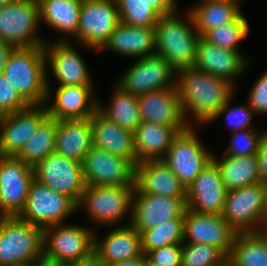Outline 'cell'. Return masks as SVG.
Returning a JSON list of instances; mask_svg holds the SVG:
<instances>
[{"mask_svg": "<svg viewBox=\"0 0 267 266\" xmlns=\"http://www.w3.org/2000/svg\"><path fill=\"white\" fill-rule=\"evenodd\" d=\"M176 80L183 116L187 111L200 123H209L224 113L234 92L233 83L195 67L177 72Z\"/></svg>", "mask_w": 267, "mask_h": 266, "instance_id": "cell-1", "label": "cell"}, {"mask_svg": "<svg viewBox=\"0 0 267 266\" xmlns=\"http://www.w3.org/2000/svg\"><path fill=\"white\" fill-rule=\"evenodd\" d=\"M45 61L44 46L18 47L10 53L3 69L6 81L28 104H44L51 95Z\"/></svg>", "mask_w": 267, "mask_h": 266, "instance_id": "cell-2", "label": "cell"}, {"mask_svg": "<svg viewBox=\"0 0 267 266\" xmlns=\"http://www.w3.org/2000/svg\"><path fill=\"white\" fill-rule=\"evenodd\" d=\"M187 16L186 21L177 17L176 12L162 15L155 25V54L163 57L177 72L193 67L200 38L190 11Z\"/></svg>", "mask_w": 267, "mask_h": 266, "instance_id": "cell-3", "label": "cell"}, {"mask_svg": "<svg viewBox=\"0 0 267 266\" xmlns=\"http://www.w3.org/2000/svg\"><path fill=\"white\" fill-rule=\"evenodd\" d=\"M43 258V228L16 216H0V266Z\"/></svg>", "mask_w": 267, "mask_h": 266, "instance_id": "cell-4", "label": "cell"}, {"mask_svg": "<svg viewBox=\"0 0 267 266\" xmlns=\"http://www.w3.org/2000/svg\"><path fill=\"white\" fill-rule=\"evenodd\" d=\"M77 209L78 204L72 198L34 178L25 207L18 216L32 225L46 228L63 224V220Z\"/></svg>", "mask_w": 267, "mask_h": 266, "instance_id": "cell-5", "label": "cell"}, {"mask_svg": "<svg viewBox=\"0 0 267 266\" xmlns=\"http://www.w3.org/2000/svg\"><path fill=\"white\" fill-rule=\"evenodd\" d=\"M39 22L38 0H13L0 8V39L15 48L44 46L35 35Z\"/></svg>", "mask_w": 267, "mask_h": 266, "instance_id": "cell-6", "label": "cell"}, {"mask_svg": "<svg viewBox=\"0 0 267 266\" xmlns=\"http://www.w3.org/2000/svg\"><path fill=\"white\" fill-rule=\"evenodd\" d=\"M94 248V232L86 227L57 224L43 228V258L72 264Z\"/></svg>", "mask_w": 267, "mask_h": 266, "instance_id": "cell-7", "label": "cell"}, {"mask_svg": "<svg viewBox=\"0 0 267 266\" xmlns=\"http://www.w3.org/2000/svg\"><path fill=\"white\" fill-rule=\"evenodd\" d=\"M213 154L204 148L193 126L178 133L162 161L186 188L212 162Z\"/></svg>", "mask_w": 267, "mask_h": 266, "instance_id": "cell-8", "label": "cell"}, {"mask_svg": "<svg viewBox=\"0 0 267 266\" xmlns=\"http://www.w3.org/2000/svg\"><path fill=\"white\" fill-rule=\"evenodd\" d=\"M120 23L115 0H83L75 37L86 47L100 50Z\"/></svg>", "mask_w": 267, "mask_h": 266, "instance_id": "cell-9", "label": "cell"}, {"mask_svg": "<svg viewBox=\"0 0 267 266\" xmlns=\"http://www.w3.org/2000/svg\"><path fill=\"white\" fill-rule=\"evenodd\" d=\"M134 190L135 186L86 185L78 208L86 206L87 213L96 223L117 224L132 209Z\"/></svg>", "mask_w": 267, "mask_h": 266, "instance_id": "cell-10", "label": "cell"}, {"mask_svg": "<svg viewBox=\"0 0 267 266\" xmlns=\"http://www.w3.org/2000/svg\"><path fill=\"white\" fill-rule=\"evenodd\" d=\"M33 180V167L17 156L0 155V216L20 214Z\"/></svg>", "mask_w": 267, "mask_h": 266, "instance_id": "cell-11", "label": "cell"}, {"mask_svg": "<svg viewBox=\"0 0 267 266\" xmlns=\"http://www.w3.org/2000/svg\"><path fill=\"white\" fill-rule=\"evenodd\" d=\"M264 201L262 183L228 191L221 216L238 233L258 232L262 222Z\"/></svg>", "mask_w": 267, "mask_h": 266, "instance_id": "cell-12", "label": "cell"}, {"mask_svg": "<svg viewBox=\"0 0 267 266\" xmlns=\"http://www.w3.org/2000/svg\"><path fill=\"white\" fill-rule=\"evenodd\" d=\"M33 171L34 178L42 184L69 196L77 204L81 200L86 188L82 163L54 152L38 162Z\"/></svg>", "mask_w": 267, "mask_h": 266, "instance_id": "cell-13", "label": "cell"}, {"mask_svg": "<svg viewBox=\"0 0 267 266\" xmlns=\"http://www.w3.org/2000/svg\"><path fill=\"white\" fill-rule=\"evenodd\" d=\"M82 168L86 185L135 186V164L106 150L92 146Z\"/></svg>", "mask_w": 267, "mask_h": 266, "instance_id": "cell-14", "label": "cell"}, {"mask_svg": "<svg viewBox=\"0 0 267 266\" xmlns=\"http://www.w3.org/2000/svg\"><path fill=\"white\" fill-rule=\"evenodd\" d=\"M177 71L161 56L153 54L136 61L122 75L119 85L135 96L167 87H177L174 75Z\"/></svg>", "mask_w": 267, "mask_h": 266, "instance_id": "cell-15", "label": "cell"}, {"mask_svg": "<svg viewBox=\"0 0 267 266\" xmlns=\"http://www.w3.org/2000/svg\"><path fill=\"white\" fill-rule=\"evenodd\" d=\"M238 232L221 215L198 213L186 208L183 243H203L228 257Z\"/></svg>", "mask_w": 267, "mask_h": 266, "instance_id": "cell-16", "label": "cell"}, {"mask_svg": "<svg viewBox=\"0 0 267 266\" xmlns=\"http://www.w3.org/2000/svg\"><path fill=\"white\" fill-rule=\"evenodd\" d=\"M44 104H29L26 108L0 117V155L17 156L24 144L48 116Z\"/></svg>", "mask_w": 267, "mask_h": 266, "instance_id": "cell-17", "label": "cell"}, {"mask_svg": "<svg viewBox=\"0 0 267 266\" xmlns=\"http://www.w3.org/2000/svg\"><path fill=\"white\" fill-rule=\"evenodd\" d=\"M186 198H174L155 194H134L131 226L141 233L179 216H185Z\"/></svg>", "mask_w": 267, "mask_h": 266, "instance_id": "cell-18", "label": "cell"}, {"mask_svg": "<svg viewBox=\"0 0 267 266\" xmlns=\"http://www.w3.org/2000/svg\"><path fill=\"white\" fill-rule=\"evenodd\" d=\"M137 101L142 122L177 128L180 132L191 127L183 116L177 87L150 91L137 96Z\"/></svg>", "mask_w": 267, "mask_h": 266, "instance_id": "cell-19", "label": "cell"}, {"mask_svg": "<svg viewBox=\"0 0 267 266\" xmlns=\"http://www.w3.org/2000/svg\"><path fill=\"white\" fill-rule=\"evenodd\" d=\"M227 192L217 166L211 162L187 188L186 207L198 213L221 215Z\"/></svg>", "mask_w": 267, "mask_h": 266, "instance_id": "cell-20", "label": "cell"}, {"mask_svg": "<svg viewBox=\"0 0 267 266\" xmlns=\"http://www.w3.org/2000/svg\"><path fill=\"white\" fill-rule=\"evenodd\" d=\"M134 194L187 198V188L162 160H148L135 165Z\"/></svg>", "mask_w": 267, "mask_h": 266, "instance_id": "cell-21", "label": "cell"}, {"mask_svg": "<svg viewBox=\"0 0 267 266\" xmlns=\"http://www.w3.org/2000/svg\"><path fill=\"white\" fill-rule=\"evenodd\" d=\"M248 61L239 51L223 49L199 38L193 67L211 75L233 82V78L241 75L248 66Z\"/></svg>", "mask_w": 267, "mask_h": 266, "instance_id": "cell-22", "label": "cell"}, {"mask_svg": "<svg viewBox=\"0 0 267 266\" xmlns=\"http://www.w3.org/2000/svg\"><path fill=\"white\" fill-rule=\"evenodd\" d=\"M44 45L45 62H50L52 71L59 80V86L91 85L86 63L67 41H59L54 45ZM49 60V61H48Z\"/></svg>", "mask_w": 267, "mask_h": 266, "instance_id": "cell-23", "label": "cell"}, {"mask_svg": "<svg viewBox=\"0 0 267 266\" xmlns=\"http://www.w3.org/2000/svg\"><path fill=\"white\" fill-rule=\"evenodd\" d=\"M92 85L58 86L54 104L47 106L48 116L58 120L86 119L98 111Z\"/></svg>", "mask_w": 267, "mask_h": 266, "instance_id": "cell-24", "label": "cell"}, {"mask_svg": "<svg viewBox=\"0 0 267 266\" xmlns=\"http://www.w3.org/2000/svg\"><path fill=\"white\" fill-rule=\"evenodd\" d=\"M91 131L93 147L137 164L133 132L108 120L99 111L91 117Z\"/></svg>", "mask_w": 267, "mask_h": 266, "instance_id": "cell-25", "label": "cell"}, {"mask_svg": "<svg viewBox=\"0 0 267 266\" xmlns=\"http://www.w3.org/2000/svg\"><path fill=\"white\" fill-rule=\"evenodd\" d=\"M102 49L138 59L153 55L156 52L155 26L138 27L120 23Z\"/></svg>", "mask_w": 267, "mask_h": 266, "instance_id": "cell-26", "label": "cell"}, {"mask_svg": "<svg viewBox=\"0 0 267 266\" xmlns=\"http://www.w3.org/2000/svg\"><path fill=\"white\" fill-rule=\"evenodd\" d=\"M91 147V117L58 120L55 141V152L57 154L82 163Z\"/></svg>", "mask_w": 267, "mask_h": 266, "instance_id": "cell-27", "label": "cell"}, {"mask_svg": "<svg viewBox=\"0 0 267 266\" xmlns=\"http://www.w3.org/2000/svg\"><path fill=\"white\" fill-rule=\"evenodd\" d=\"M93 250L108 265L145 256L142 251L141 234L131 225L113 229L101 242L94 235Z\"/></svg>", "mask_w": 267, "mask_h": 266, "instance_id": "cell-28", "label": "cell"}, {"mask_svg": "<svg viewBox=\"0 0 267 266\" xmlns=\"http://www.w3.org/2000/svg\"><path fill=\"white\" fill-rule=\"evenodd\" d=\"M178 133L180 131L177 128L153 122H141L134 132L137 163L162 160Z\"/></svg>", "mask_w": 267, "mask_h": 266, "instance_id": "cell-29", "label": "cell"}, {"mask_svg": "<svg viewBox=\"0 0 267 266\" xmlns=\"http://www.w3.org/2000/svg\"><path fill=\"white\" fill-rule=\"evenodd\" d=\"M223 156L224 158L220 161L213 155L212 162L217 166L227 191L259 183L257 155L245 157Z\"/></svg>", "mask_w": 267, "mask_h": 266, "instance_id": "cell-30", "label": "cell"}, {"mask_svg": "<svg viewBox=\"0 0 267 266\" xmlns=\"http://www.w3.org/2000/svg\"><path fill=\"white\" fill-rule=\"evenodd\" d=\"M189 11L201 37L209 30L236 20L242 14L238 0H203Z\"/></svg>", "mask_w": 267, "mask_h": 266, "instance_id": "cell-31", "label": "cell"}, {"mask_svg": "<svg viewBox=\"0 0 267 266\" xmlns=\"http://www.w3.org/2000/svg\"><path fill=\"white\" fill-rule=\"evenodd\" d=\"M83 0H38L40 20L55 30L77 34Z\"/></svg>", "mask_w": 267, "mask_h": 266, "instance_id": "cell-32", "label": "cell"}, {"mask_svg": "<svg viewBox=\"0 0 267 266\" xmlns=\"http://www.w3.org/2000/svg\"><path fill=\"white\" fill-rule=\"evenodd\" d=\"M57 123L56 119L47 116L24 144L17 157L27 165L34 167L38 162L54 153Z\"/></svg>", "mask_w": 267, "mask_h": 266, "instance_id": "cell-33", "label": "cell"}, {"mask_svg": "<svg viewBox=\"0 0 267 266\" xmlns=\"http://www.w3.org/2000/svg\"><path fill=\"white\" fill-rule=\"evenodd\" d=\"M98 111L108 120L133 133L142 122L137 96L123 90L119 85L114 93L111 105L104 108V106L98 104Z\"/></svg>", "mask_w": 267, "mask_h": 266, "instance_id": "cell-34", "label": "cell"}, {"mask_svg": "<svg viewBox=\"0 0 267 266\" xmlns=\"http://www.w3.org/2000/svg\"><path fill=\"white\" fill-rule=\"evenodd\" d=\"M227 258L232 266H267V243L258 232L238 233Z\"/></svg>", "mask_w": 267, "mask_h": 266, "instance_id": "cell-35", "label": "cell"}, {"mask_svg": "<svg viewBox=\"0 0 267 266\" xmlns=\"http://www.w3.org/2000/svg\"><path fill=\"white\" fill-rule=\"evenodd\" d=\"M143 254L171 244H183L184 216L169 220L157 227L145 229L141 233Z\"/></svg>", "mask_w": 267, "mask_h": 266, "instance_id": "cell-36", "label": "cell"}, {"mask_svg": "<svg viewBox=\"0 0 267 266\" xmlns=\"http://www.w3.org/2000/svg\"><path fill=\"white\" fill-rule=\"evenodd\" d=\"M123 24L152 27L161 15L150 5L148 0H115Z\"/></svg>", "mask_w": 267, "mask_h": 266, "instance_id": "cell-37", "label": "cell"}, {"mask_svg": "<svg viewBox=\"0 0 267 266\" xmlns=\"http://www.w3.org/2000/svg\"><path fill=\"white\" fill-rule=\"evenodd\" d=\"M249 27L247 19L241 14L236 20L209 30L203 37L223 49L239 51L238 43L247 37Z\"/></svg>", "mask_w": 267, "mask_h": 266, "instance_id": "cell-38", "label": "cell"}, {"mask_svg": "<svg viewBox=\"0 0 267 266\" xmlns=\"http://www.w3.org/2000/svg\"><path fill=\"white\" fill-rule=\"evenodd\" d=\"M227 257L216 247L203 243L182 244L181 266H217Z\"/></svg>", "mask_w": 267, "mask_h": 266, "instance_id": "cell-39", "label": "cell"}, {"mask_svg": "<svg viewBox=\"0 0 267 266\" xmlns=\"http://www.w3.org/2000/svg\"><path fill=\"white\" fill-rule=\"evenodd\" d=\"M253 128L233 132L232 141L224 155L245 157L257 155L261 134Z\"/></svg>", "mask_w": 267, "mask_h": 266, "instance_id": "cell-40", "label": "cell"}, {"mask_svg": "<svg viewBox=\"0 0 267 266\" xmlns=\"http://www.w3.org/2000/svg\"><path fill=\"white\" fill-rule=\"evenodd\" d=\"M29 104L17 90L0 74V116L26 108Z\"/></svg>", "mask_w": 267, "mask_h": 266, "instance_id": "cell-41", "label": "cell"}, {"mask_svg": "<svg viewBox=\"0 0 267 266\" xmlns=\"http://www.w3.org/2000/svg\"><path fill=\"white\" fill-rule=\"evenodd\" d=\"M147 265L154 266H181L182 244L163 246L146 255Z\"/></svg>", "mask_w": 267, "mask_h": 266, "instance_id": "cell-42", "label": "cell"}, {"mask_svg": "<svg viewBox=\"0 0 267 266\" xmlns=\"http://www.w3.org/2000/svg\"><path fill=\"white\" fill-rule=\"evenodd\" d=\"M248 104L254 112L267 113V72L255 82Z\"/></svg>", "mask_w": 267, "mask_h": 266, "instance_id": "cell-43", "label": "cell"}, {"mask_svg": "<svg viewBox=\"0 0 267 266\" xmlns=\"http://www.w3.org/2000/svg\"><path fill=\"white\" fill-rule=\"evenodd\" d=\"M254 111L249 106H239L235 108H230V110H227L226 114V122L235 129L236 131L246 130L247 127L250 128L251 124V117Z\"/></svg>", "mask_w": 267, "mask_h": 266, "instance_id": "cell-44", "label": "cell"}, {"mask_svg": "<svg viewBox=\"0 0 267 266\" xmlns=\"http://www.w3.org/2000/svg\"><path fill=\"white\" fill-rule=\"evenodd\" d=\"M259 183L267 182V131L261 133L258 146Z\"/></svg>", "mask_w": 267, "mask_h": 266, "instance_id": "cell-45", "label": "cell"}, {"mask_svg": "<svg viewBox=\"0 0 267 266\" xmlns=\"http://www.w3.org/2000/svg\"><path fill=\"white\" fill-rule=\"evenodd\" d=\"M150 5L162 16L168 15L177 10L176 0H148Z\"/></svg>", "mask_w": 267, "mask_h": 266, "instance_id": "cell-46", "label": "cell"}, {"mask_svg": "<svg viewBox=\"0 0 267 266\" xmlns=\"http://www.w3.org/2000/svg\"><path fill=\"white\" fill-rule=\"evenodd\" d=\"M71 266H109L94 250Z\"/></svg>", "mask_w": 267, "mask_h": 266, "instance_id": "cell-47", "label": "cell"}, {"mask_svg": "<svg viewBox=\"0 0 267 266\" xmlns=\"http://www.w3.org/2000/svg\"><path fill=\"white\" fill-rule=\"evenodd\" d=\"M15 47L0 39V74L3 72L10 53Z\"/></svg>", "mask_w": 267, "mask_h": 266, "instance_id": "cell-48", "label": "cell"}, {"mask_svg": "<svg viewBox=\"0 0 267 266\" xmlns=\"http://www.w3.org/2000/svg\"><path fill=\"white\" fill-rule=\"evenodd\" d=\"M146 256H137L135 258L126 259L120 262H116L109 266H146Z\"/></svg>", "mask_w": 267, "mask_h": 266, "instance_id": "cell-49", "label": "cell"}, {"mask_svg": "<svg viewBox=\"0 0 267 266\" xmlns=\"http://www.w3.org/2000/svg\"><path fill=\"white\" fill-rule=\"evenodd\" d=\"M263 185H264L265 201H264V210L262 214L261 227H267V182Z\"/></svg>", "mask_w": 267, "mask_h": 266, "instance_id": "cell-50", "label": "cell"}, {"mask_svg": "<svg viewBox=\"0 0 267 266\" xmlns=\"http://www.w3.org/2000/svg\"><path fill=\"white\" fill-rule=\"evenodd\" d=\"M38 266H71V265L67 263L55 262L41 258L40 260H38Z\"/></svg>", "mask_w": 267, "mask_h": 266, "instance_id": "cell-51", "label": "cell"}, {"mask_svg": "<svg viewBox=\"0 0 267 266\" xmlns=\"http://www.w3.org/2000/svg\"><path fill=\"white\" fill-rule=\"evenodd\" d=\"M258 233L262 236V238L267 243V227H260V229L258 230Z\"/></svg>", "mask_w": 267, "mask_h": 266, "instance_id": "cell-52", "label": "cell"}, {"mask_svg": "<svg viewBox=\"0 0 267 266\" xmlns=\"http://www.w3.org/2000/svg\"><path fill=\"white\" fill-rule=\"evenodd\" d=\"M217 266H232V263L230 262V260L228 258H226L223 262H221Z\"/></svg>", "mask_w": 267, "mask_h": 266, "instance_id": "cell-53", "label": "cell"}, {"mask_svg": "<svg viewBox=\"0 0 267 266\" xmlns=\"http://www.w3.org/2000/svg\"><path fill=\"white\" fill-rule=\"evenodd\" d=\"M16 266H38V261H33L26 264L16 265Z\"/></svg>", "mask_w": 267, "mask_h": 266, "instance_id": "cell-54", "label": "cell"}, {"mask_svg": "<svg viewBox=\"0 0 267 266\" xmlns=\"http://www.w3.org/2000/svg\"><path fill=\"white\" fill-rule=\"evenodd\" d=\"M13 0H0V8L11 3Z\"/></svg>", "mask_w": 267, "mask_h": 266, "instance_id": "cell-55", "label": "cell"}]
</instances>
